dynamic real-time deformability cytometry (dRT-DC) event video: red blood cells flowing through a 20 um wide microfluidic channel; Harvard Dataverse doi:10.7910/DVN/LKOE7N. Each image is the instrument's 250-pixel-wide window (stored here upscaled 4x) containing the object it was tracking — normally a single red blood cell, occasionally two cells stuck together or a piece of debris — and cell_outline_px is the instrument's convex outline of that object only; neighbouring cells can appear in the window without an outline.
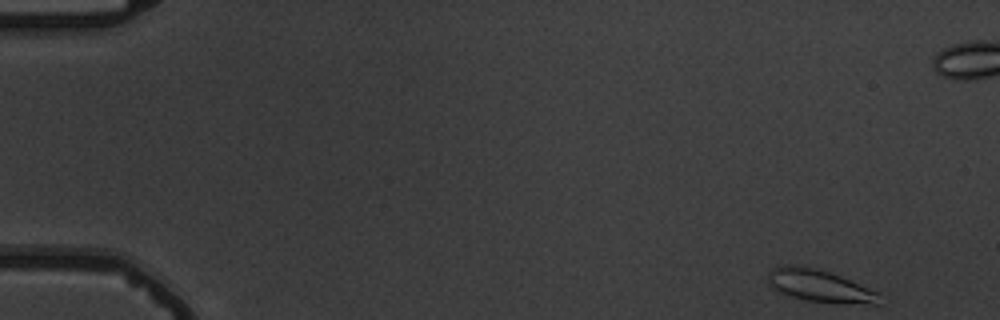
{"species": "common noctule bat (a hibernating species)", "species_latin": "Nyctalus noctula", "temperature_condition": "warm", "stored_images_in_passage": 6, "camera_frame_rate_fps": 3000, "um_per_image_px": 0.085, "animal": {"sex": "male", "body_mass_g": 19.5, "forearm_length_mm": 54.6}, "frame": {"image": 1, "passage_image": 1, "time_ms": 0.0, "image_size_px": [1000, 320], "cell_outline_px": [[888, 300], [880, 304], [840, 304], [804, 300], [788, 296], [772, 288], [768, 280], [768, 272], [772, 268], [788, 264], [812, 268], [828, 272], [840, 276], [880, 292]], "centroid_in_image_um": [69.78, 24.35], "position_along_channel_um": 15.2, "area_um2": 21.44}}